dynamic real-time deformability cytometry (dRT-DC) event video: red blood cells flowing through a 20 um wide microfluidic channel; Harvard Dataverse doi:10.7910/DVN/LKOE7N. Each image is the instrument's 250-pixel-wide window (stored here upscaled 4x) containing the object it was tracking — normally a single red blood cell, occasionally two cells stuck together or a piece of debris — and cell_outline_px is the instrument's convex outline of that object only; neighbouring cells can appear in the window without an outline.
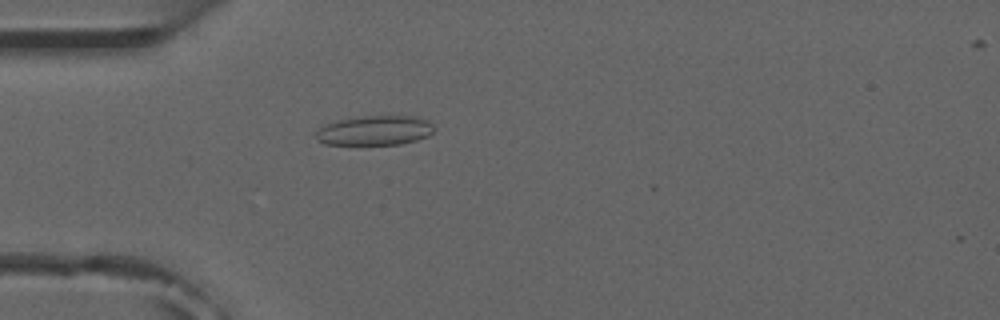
{"species": "common noctule bat (a hibernating species)", "species_latin": "Nyctalus noctula", "temperature_condition": "room temperature", "stored_images_in_passage": 5, "camera_frame_rate_fps": 3000, "um_per_image_px": 0.085, "animal": {"sex": "male", "forearm_length_mm": 52.5}, "frame": {"image": 1, "passage_image": 5, "time_ms": 4.667, "image_size_px": [1000, 320], "cell_outline_px": [[432, 132], [428, 136], [416, 140], [400, 144], [324, 144], [316, 140], [312, 132], [324, 124], [340, 120], [364, 116], [416, 116], [428, 120], [432, 124]], "centroid_in_image_um": [31.79, 11.09], "position_along_channel_um": 53.2, "area_um2": 20.46}}